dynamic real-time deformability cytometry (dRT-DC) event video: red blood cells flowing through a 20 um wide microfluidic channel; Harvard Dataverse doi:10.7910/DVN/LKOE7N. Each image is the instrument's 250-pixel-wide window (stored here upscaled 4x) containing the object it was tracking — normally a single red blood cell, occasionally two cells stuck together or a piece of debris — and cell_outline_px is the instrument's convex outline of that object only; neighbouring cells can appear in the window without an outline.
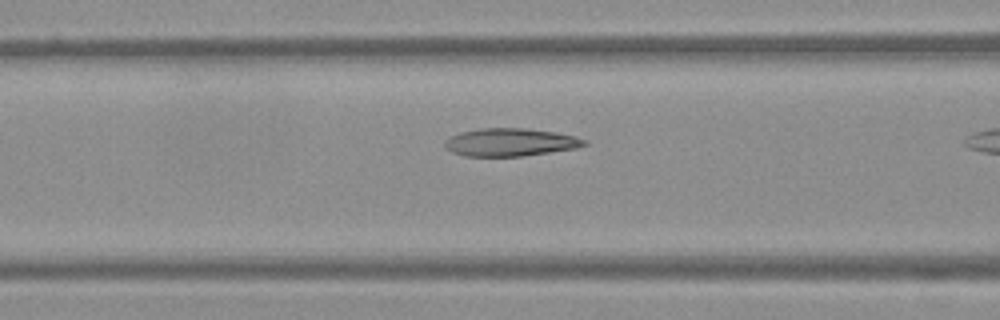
{"species": "Egyptian fruit bat (a non-hibernating species)", "species_latin": "Rousettus aegyptiacus", "temperature_condition": "warm", "stored_images_in_passage": 6, "camera_frame_rate_fps": 3000, "um_per_image_px": 0.085, "frame": {"image": 1, "passage_image": 5, "time_ms": 1.333, "image_size_px": [1000, 320], "cell_outline_px": [[588, 144], [576, 148], [520, 156], [464, 156], [452, 152], [444, 144], [444, 140], [460, 132], [480, 128], [528, 128], [556, 132], [576, 136], [588, 140]], "centroid_in_image_um": [43.4, 12.08], "position_along_channel_um": 123.2, "area_um2": 22.66}}